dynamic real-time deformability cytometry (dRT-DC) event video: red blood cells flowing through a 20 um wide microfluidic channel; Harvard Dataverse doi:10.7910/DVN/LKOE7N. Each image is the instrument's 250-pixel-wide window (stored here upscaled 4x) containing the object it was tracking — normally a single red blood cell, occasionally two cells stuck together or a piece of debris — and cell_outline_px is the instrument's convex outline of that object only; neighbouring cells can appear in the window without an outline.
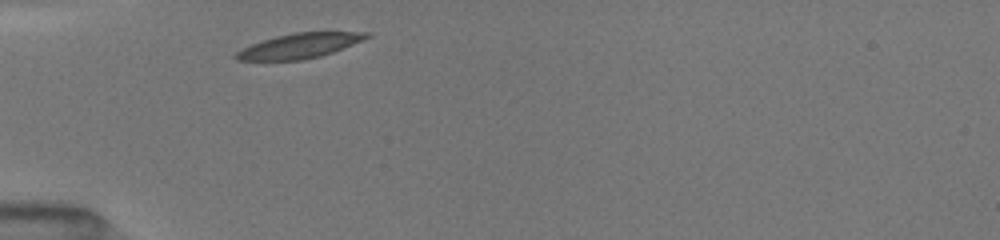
{"species": "common noctule bat (a hibernating species)", "species_latin": "Nyctalus noctula", "temperature_condition": "room temperature", "stored_images_in_passage": 12, "camera_frame_rate_fps": 3000, "um_per_image_px": 0.085, "animal": {"sex": "female", "body_mass_g": 19.5, "forearm_length_mm": 54.1}, "frame": {"image": 1, "passage_image": 1, "time_ms": 0.0, "image_size_px": [1000, 240], "cell_outline_px": [[372, 36], [364, 40], [332, 52], [320, 56], [300, 60], [236, 60], [232, 56], [236, 52], [252, 44], [276, 36], [296, 32], [372, 32]], "centroid_in_image_um": [25.49, 3.89], "position_along_channel_um": 59.5, "area_um2": 18.79}}
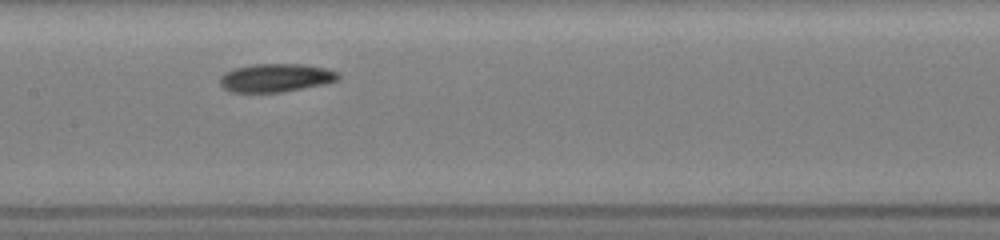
{"frame": {"image": 2, "passage_image": 6, "time_ms": 3.333, "image_size_px": [1000, 240], "cell_outline_px": [[340, 76], [336, 80], [324, 84], [284, 92], [232, 92], [224, 88], [220, 84], [220, 76], [224, 72], [236, 68], [252, 64], [304, 64], [324, 68], [336, 72]], "centroid_in_image_um": [23.41, 6.61], "position_along_channel_um": 184.0, "area_um2": 19.42}}
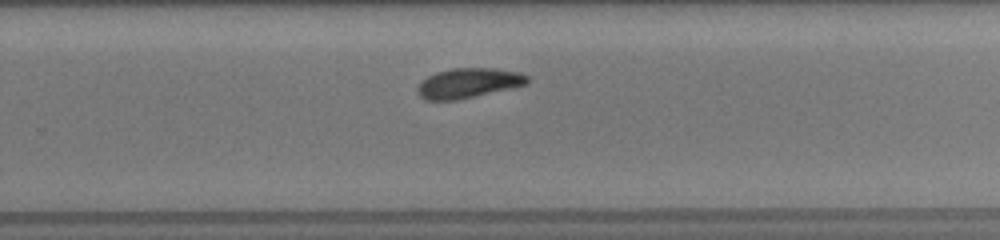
{"frame": {"image": 3, "passage_image": 11, "time_ms": 6.0, "image_size_px": [1000, 240], "cell_outline_px": [[528, 84], [456, 100], [424, 100], [416, 92], [416, 88], [428, 76], [436, 72], [456, 68], [496, 68], [520, 72], [528, 76]], "centroid_in_image_um": [39.81, 7.06], "position_along_channel_um": 290.0, "area_um2": 18.96}}